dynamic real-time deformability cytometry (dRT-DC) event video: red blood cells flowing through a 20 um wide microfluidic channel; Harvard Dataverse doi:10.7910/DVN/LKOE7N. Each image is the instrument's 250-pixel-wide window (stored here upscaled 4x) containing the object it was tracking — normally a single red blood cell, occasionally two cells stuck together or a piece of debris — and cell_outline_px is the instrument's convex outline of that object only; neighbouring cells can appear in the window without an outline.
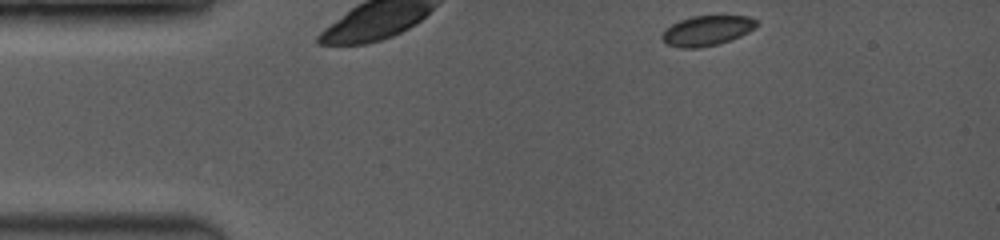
{"species": "common noctule bat (a hibernating species)", "species_latin": "Nyctalus noctula", "temperature_condition": "room temperature", "stored_images_in_passage": 7, "segment_of_instrument_passage": [1, 2], "camera_frame_rate_fps": 3500, "um_per_image_px": 0.085, "animal": {"sex": "female", "body_mass_g": 19.0, "forearm_length_mm": 53.3}, "frame": {"image": 1, "passage_image": 1, "time_ms": 0.0, "image_size_px": [1000, 240], "cell_outline_px": [[756, 24], [748, 32], [740, 36], [720, 44], [700, 48], [680, 48], [664, 44], [660, 36], [672, 24], [680, 20], [692, 16], [748, 16], [756, 20]], "centroid_in_image_um": [60.04, 2.62], "position_along_channel_um": 25.0, "area_um2": 16.47}}